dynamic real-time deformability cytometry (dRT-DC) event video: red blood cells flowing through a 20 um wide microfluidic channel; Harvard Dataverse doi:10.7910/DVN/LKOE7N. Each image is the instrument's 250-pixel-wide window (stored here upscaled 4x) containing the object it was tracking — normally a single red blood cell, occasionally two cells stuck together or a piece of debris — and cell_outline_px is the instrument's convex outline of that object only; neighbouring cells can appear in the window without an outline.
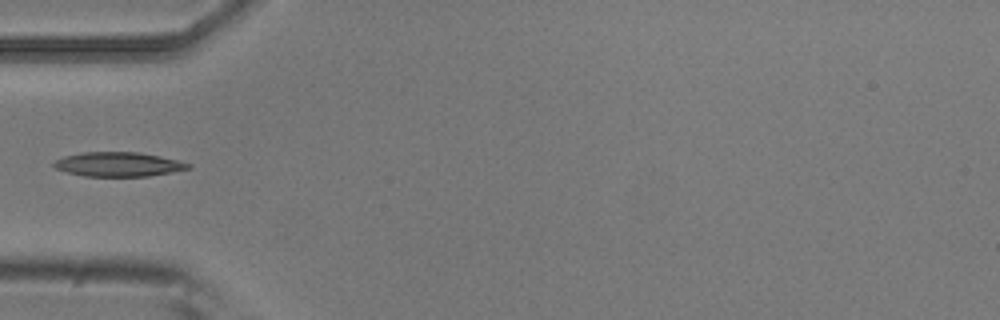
{"species": "common noctule bat (a hibernating species)", "species_latin": "Nyctalus noctula", "temperature_condition": "room temperature", "stored_images_in_passage": 6, "camera_frame_rate_fps": 3000, "um_per_image_px": 0.085, "animal": {"sex": "male", "body_mass_g": 20.5, "forearm_length_mm": 52.5}, "frame": {"image": 1, "passage_image": 5, "time_ms": 1.333, "image_size_px": [1000, 320], "cell_outline_px": [[192, 168], [172, 172], [148, 176], [84, 176], [68, 172], [56, 168], [52, 164], [56, 160], [64, 156], [84, 152], [136, 152], [160, 156], [192, 164]], "centroid_in_image_um": [10.08, 13.96], "position_along_channel_um": 74.9, "area_um2": 18.9}}
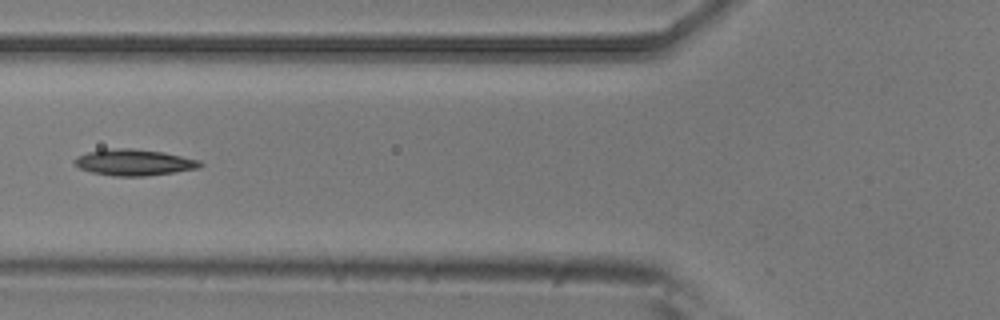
{"frame": {"image": 2, "passage_image": 6, "time_ms": 1.667, "image_size_px": [1000, 320], "cell_outline_px": [[204, 164], [200, 168], [144, 176], [112, 176], [92, 172], [80, 168], [72, 160], [76, 156], [88, 152], [112, 148], [132, 148], [164, 152], [200, 160]], "centroid_in_image_um": [11.4, 13.8], "position_along_channel_um": 114.4, "area_um2": 19.19}}